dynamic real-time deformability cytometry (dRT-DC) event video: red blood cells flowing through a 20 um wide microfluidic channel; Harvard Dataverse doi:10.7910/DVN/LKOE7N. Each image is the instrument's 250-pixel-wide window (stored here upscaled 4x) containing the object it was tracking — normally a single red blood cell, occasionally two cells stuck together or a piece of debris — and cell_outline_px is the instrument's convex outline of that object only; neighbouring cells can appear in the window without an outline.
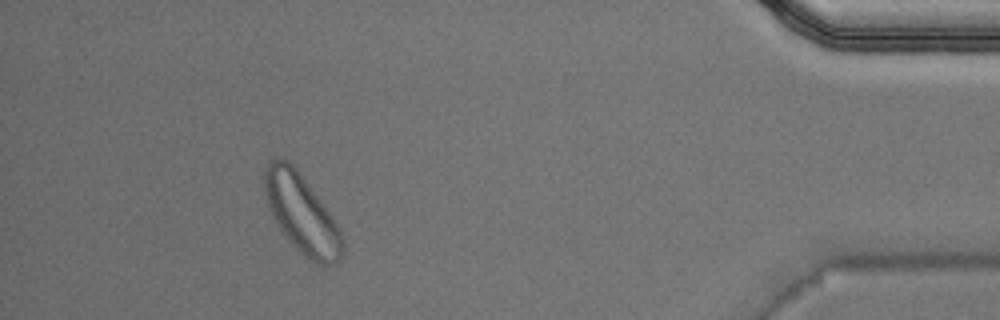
{"species": "Egyptian fruit bat (a non-hibernating species)", "species_latin": "Rousettus aegyptiacus", "temperature_condition": "warm", "stored_images_in_passage": 51, "segment_of_instrument_passage": [2, 2], "camera_frame_rate_fps": 3000, "um_per_image_px": 0.085, "animal": {"sex": "male"}, "frame": {"image": 1, "passage_image": 47, "time_ms": 15.333, "image_size_px": [1000, 320], "cell_outline_px": [[344, 252], [340, 260], [336, 264], [316, 264], [300, 252], [288, 240], [272, 220], [268, 208], [264, 192], [264, 172], [268, 160], [280, 156], [288, 160], [296, 168], [340, 228], [344, 244]], "centroid_in_image_um": [25.61, 18.16], "position_along_channel_um": 409.6, "area_um2": 35.95}}